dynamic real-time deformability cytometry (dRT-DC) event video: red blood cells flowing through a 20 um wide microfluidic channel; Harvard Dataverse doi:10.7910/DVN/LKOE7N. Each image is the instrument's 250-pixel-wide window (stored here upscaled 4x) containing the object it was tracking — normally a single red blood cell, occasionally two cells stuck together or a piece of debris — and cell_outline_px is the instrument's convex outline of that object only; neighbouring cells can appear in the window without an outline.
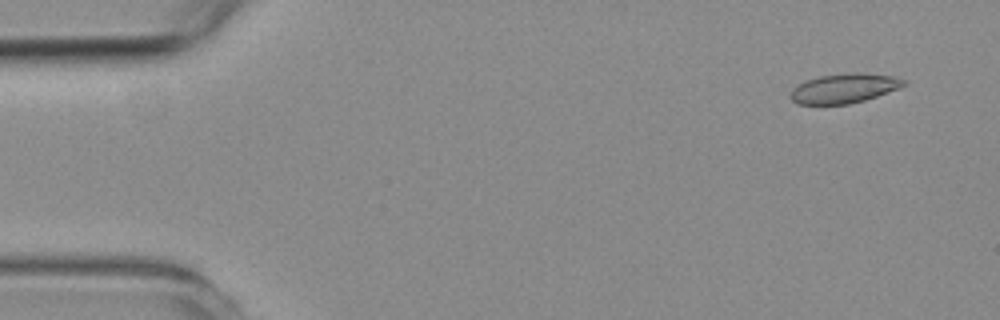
{"species": "common noctule bat (a hibernating species)", "species_latin": "Nyctalus noctula", "temperature_condition": "room temperature", "stored_images_in_passage": 55, "camera_frame_rate_fps": 3000, "um_per_image_px": 0.085, "animal": {"sex": "female", "body_mass_g": 19.3, "forearm_length_mm": 54.1}, "frame": {"image": 1, "passage_image": 1, "time_ms": 0.0, "image_size_px": [1000, 320], "cell_outline_px": [[908, 84], [900, 88], [864, 100], [848, 104], [796, 104], [788, 96], [792, 88], [804, 80], [820, 76], [848, 72], [860, 72], [896, 76], [908, 80]], "centroid_in_image_um": [71.77, 7.49], "position_along_channel_um": 13.2, "area_um2": 19.88}}
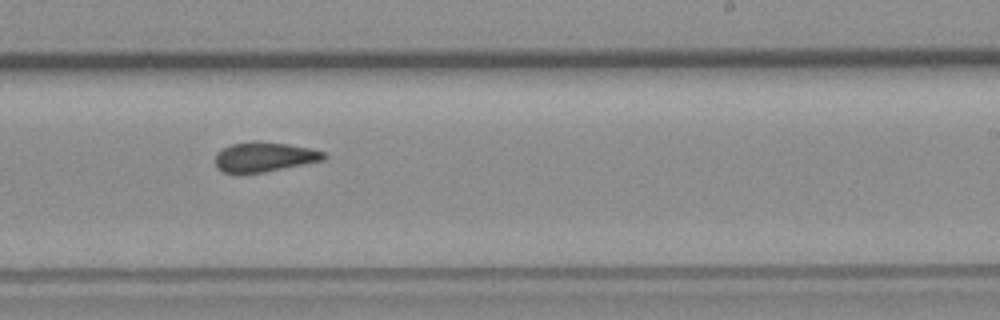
{"frame": {"image": 2, "passage_image": 32, "time_ms": 10.333, "image_size_px": [1000, 320], "cell_outline_px": [[328, 156], [324, 160], [264, 172], [240, 176], [236, 176], [220, 172], [216, 168], [216, 152], [232, 144], [256, 140], [288, 144], [312, 148], [324, 152]], "centroid_in_image_um": [22.41, 13.37], "position_along_channel_um": 266.6, "area_um2": 19.48}}
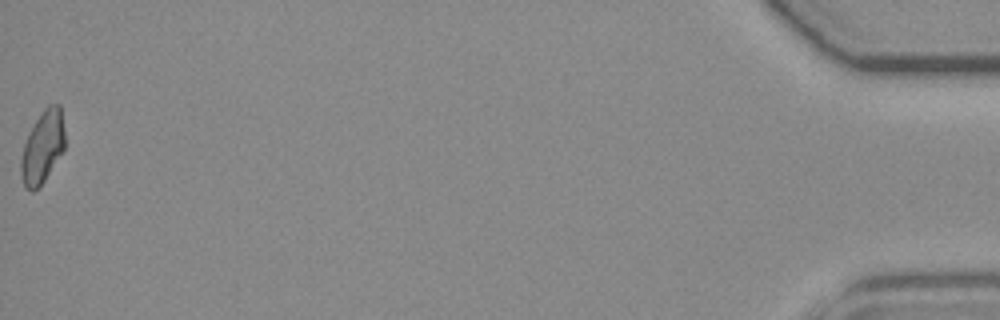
{"frame": {"image": 3, "passage_image": 55, "time_ms": 18.0, "image_size_px": [1000, 320], "cell_outline_px": [[64, 148], [44, 180], [32, 192], [24, 188], [20, 176], [20, 160], [24, 144], [28, 132], [44, 108], [48, 104], [60, 104], [64, 128]], "centroid_in_image_um": [3.59, 12.49], "position_along_channel_um": 431.6, "area_um2": 18.38}, "authors_computed_cell_mechanics": {"area_um2": 19.3052, "velocity_mm_per_s": 3.5454, "shape_relaxation_time_tau1_ms": null, "shape_relaxation_time_tau2_ms": 2.0595, "deformation_change_tau1": null, "deformation_change_tau2": 0.0574}}